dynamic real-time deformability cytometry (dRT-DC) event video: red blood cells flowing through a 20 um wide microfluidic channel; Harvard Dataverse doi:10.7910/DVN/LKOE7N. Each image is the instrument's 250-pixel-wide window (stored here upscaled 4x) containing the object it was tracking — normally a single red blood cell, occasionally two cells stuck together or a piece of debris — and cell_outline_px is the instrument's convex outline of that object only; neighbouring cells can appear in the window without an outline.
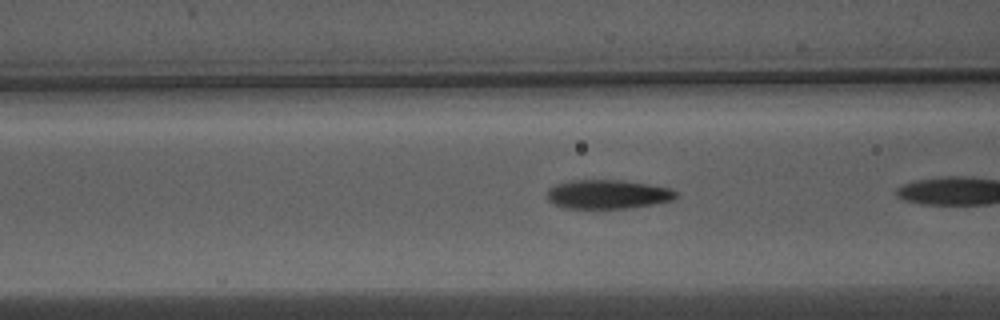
{"species": "Egyptian fruit bat (a non-hibernating species)", "species_latin": "Rousettus aegyptiacus", "temperature_condition": "warm", "stored_images_in_passage": 6, "camera_frame_rate_fps": 3000, "um_per_image_px": 0.085, "animal": {"sex": "male"}, "frame": {"image": 1, "passage_image": 5, "time_ms": 1.333, "image_size_px": [1000, 320], "cell_outline_px": [[676, 196], [672, 200], [632, 208], [564, 208], [548, 200], [548, 188], [556, 184], [568, 180], [624, 180], [672, 188], [676, 192]], "centroid_in_image_um": [51.65, 16.5], "position_along_channel_um": 114.9, "area_um2": 21.79}}